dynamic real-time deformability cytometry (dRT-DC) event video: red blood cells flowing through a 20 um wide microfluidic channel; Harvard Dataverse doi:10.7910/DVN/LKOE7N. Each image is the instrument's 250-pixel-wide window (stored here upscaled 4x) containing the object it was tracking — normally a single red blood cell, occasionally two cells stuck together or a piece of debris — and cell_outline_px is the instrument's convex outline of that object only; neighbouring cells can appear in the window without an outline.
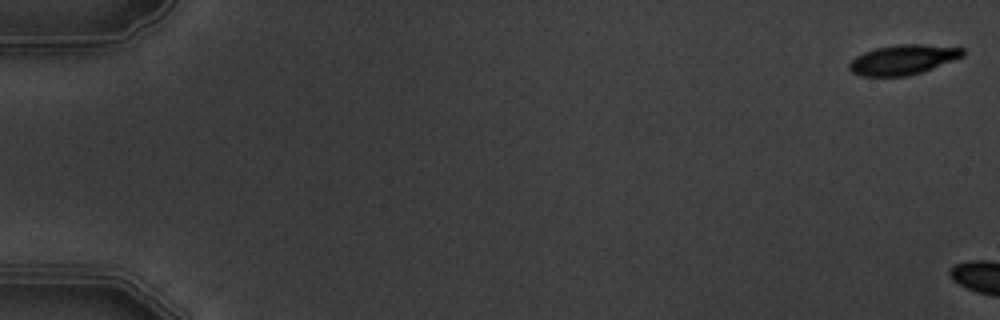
{"species": "common noctule bat (a hibernating species)", "species_latin": "Nyctalus noctula", "temperature_condition": "warm", "stored_images_in_passage": 3, "camera_frame_rate_fps": 3000, "um_per_image_px": 0.085, "animal": {"sex": "male", "body_mass_g": 19.5, "forearm_length_mm": 54.6}, "frame": {"image": 1, "passage_image": 1, "time_ms": 0.0, "image_size_px": [1000, 320], "cell_outline_px": [[964, 56], [932, 68], [908, 76], [860, 76], [852, 72], [848, 68], [848, 64], [856, 56], [864, 52], [876, 48], [900, 44], [920, 44], [964, 48]], "centroid_in_image_um": [76.73, 5.07], "position_along_channel_um": 8.3, "area_um2": 19.59}}